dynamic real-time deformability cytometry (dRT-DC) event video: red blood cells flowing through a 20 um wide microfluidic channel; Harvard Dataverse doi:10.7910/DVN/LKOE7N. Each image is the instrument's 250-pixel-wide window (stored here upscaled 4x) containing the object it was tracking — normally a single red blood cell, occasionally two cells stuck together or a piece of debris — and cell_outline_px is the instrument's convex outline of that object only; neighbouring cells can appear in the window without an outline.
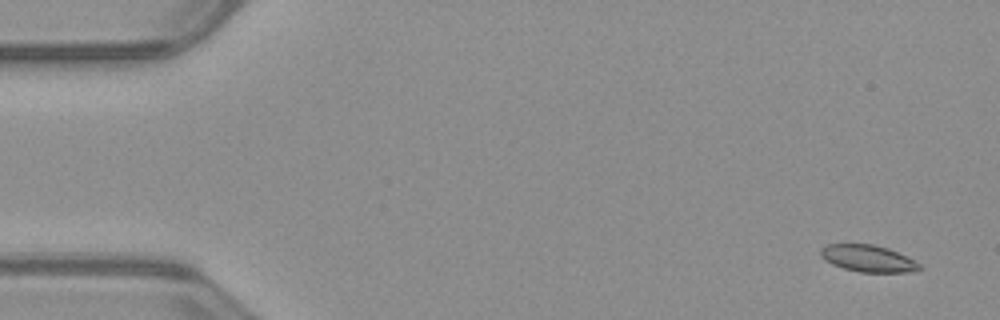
{"species": "common noctule bat (a hibernating species)", "species_latin": "Nyctalus noctula", "temperature_condition": "warm", "stored_images_in_passage": 52, "camera_frame_rate_fps": 3000, "um_per_image_px": 0.085, "animal": {"sex": "male", "body_mass_g": 23.1, "forearm_length_mm": 52.7}, "frame": {"image": 1, "passage_image": 3, "time_ms": 0.667, "image_size_px": [1000, 320], "cell_outline_px": [[920, 268], [904, 272], [860, 272], [844, 268], [832, 264], [824, 260], [820, 256], [820, 248], [828, 244], [872, 244], [888, 248], [920, 264]], "centroid_in_image_um": [73.69, 21.96], "position_along_channel_um": 11.3, "area_um2": 15.14}}
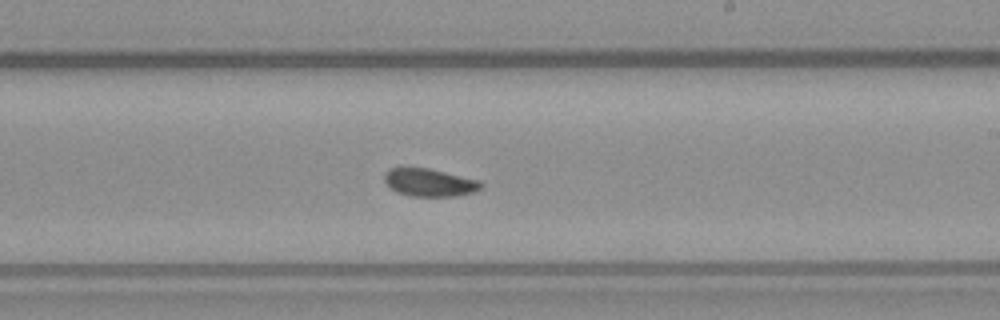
{"frame": {"image": 2, "passage_image": 31, "time_ms": 10.0, "image_size_px": [1000, 320], "cell_outline_px": [[484, 184], [480, 188], [472, 192], [456, 196], [412, 196], [396, 192], [384, 180], [384, 172], [388, 168], [428, 168], [480, 180]], "centroid_in_image_um": [36.5, 15.51], "position_along_channel_um": 252.5, "area_um2": 15.55}}
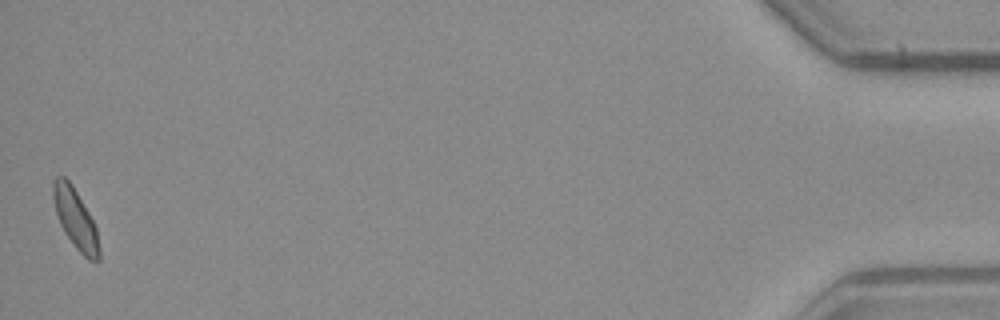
{"frame": {"image": 3, "passage_image": 52, "time_ms": 17.0, "image_size_px": [1000, 320], "cell_outline_px": [[100, 260], [88, 260], [76, 248], [64, 232], [60, 224], [56, 212], [52, 196], [52, 180], [56, 176], [64, 176], [72, 184], [88, 212], [96, 228], [100, 248]], "centroid_in_image_um": [6.4, 18.58], "position_along_channel_um": 428.8, "area_um2": 15.95}, "authors_computed_cell_mechanics": {"area_um2": 15.9239, "velocity_mm_per_s": 3.9748, "shape_relaxation_time_tau1_ms": 1.7772, "shape_relaxation_time_tau2_ms": 2.3473, "deformation_change_tau1": 0.0669, "deformation_change_tau2": 0.0532}}